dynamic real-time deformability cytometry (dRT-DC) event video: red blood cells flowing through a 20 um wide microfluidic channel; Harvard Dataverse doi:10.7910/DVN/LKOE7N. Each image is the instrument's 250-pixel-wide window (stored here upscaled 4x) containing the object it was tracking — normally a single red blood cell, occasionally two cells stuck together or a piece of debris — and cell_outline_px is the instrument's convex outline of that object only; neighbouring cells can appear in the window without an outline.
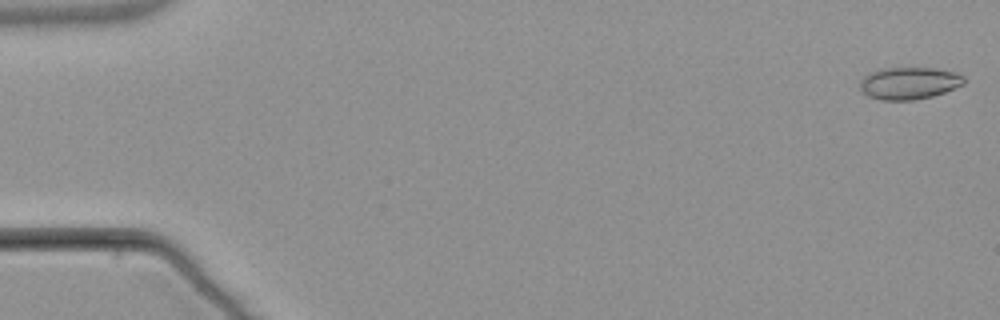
{"species": "common noctule bat (a hibernating species)", "species_latin": "Nyctalus noctula", "temperature_condition": "warm", "stored_images_in_passage": 5, "camera_frame_rate_fps": 3000, "um_per_image_px": 0.085, "animal": {"sex": "male", "body_mass_g": 21.5, "forearm_length_mm": 52.0}, "frame": {"image": 1, "passage_image": 1, "time_ms": 0.0, "image_size_px": [1000, 320], "cell_outline_px": [[964, 84], [944, 92], [932, 96], [912, 100], [880, 100], [868, 96], [860, 88], [860, 80], [868, 72], [884, 68], [932, 68], [956, 72], [964, 76]], "centroid_in_image_um": [77.25, 7.06], "position_along_channel_um": 7.7, "area_um2": 19.48}}
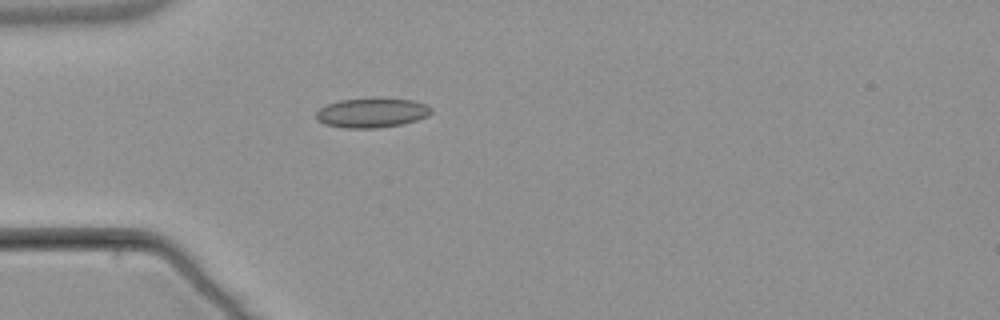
{"frame": {"image": 2, "passage_image": 5, "time_ms": 5.0, "image_size_px": [1000, 320], "cell_outline_px": [[432, 112], [428, 116], [416, 120], [400, 124], [376, 128], [344, 128], [324, 124], [316, 120], [316, 112], [320, 108], [328, 104], [340, 100], [380, 96], [412, 100], [424, 104], [432, 108]], "centroid_in_image_um": [31.6, 9.56], "position_along_channel_um": 53.4, "area_um2": 20.23}}